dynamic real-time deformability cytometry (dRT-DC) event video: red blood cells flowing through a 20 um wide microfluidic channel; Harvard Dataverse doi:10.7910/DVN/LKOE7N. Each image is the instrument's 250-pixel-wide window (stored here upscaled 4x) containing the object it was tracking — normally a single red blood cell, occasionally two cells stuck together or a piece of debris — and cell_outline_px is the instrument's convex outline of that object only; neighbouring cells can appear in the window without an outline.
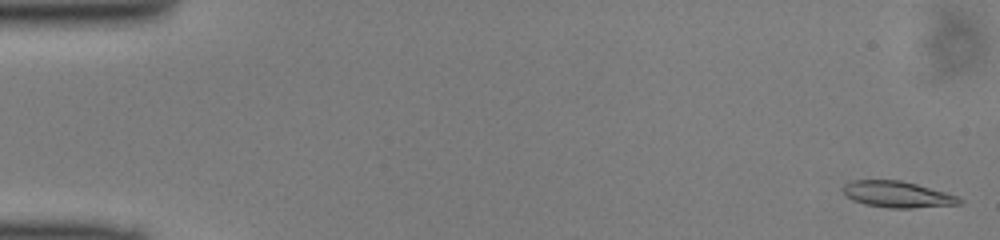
{"species": "common noctule bat (a hibernating species)", "species_latin": "Nyctalus noctula", "temperature_condition": "cold", "stored_images_in_passage": 49, "camera_frame_rate_fps": 3000, "um_per_image_px": 0.085, "animal": {"sex": "male", "body_mass_g": 13.0, "forearm_length_mm": 53.1}, "frame": {"image": 1, "passage_image": 1, "time_ms": 0.0, "image_size_px": [1000, 240], "cell_outline_px": [[964, 200], [960, 204], [912, 208], [888, 208], [864, 204], [852, 200], [840, 188], [844, 184], [852, 180], [900, 180], [916, 184], [944, 192], [956, 196]], "centroid_in_image_um": [76.24, 16.52], "position_along_channel_um": 8.8, "area_um2": 17.74}}
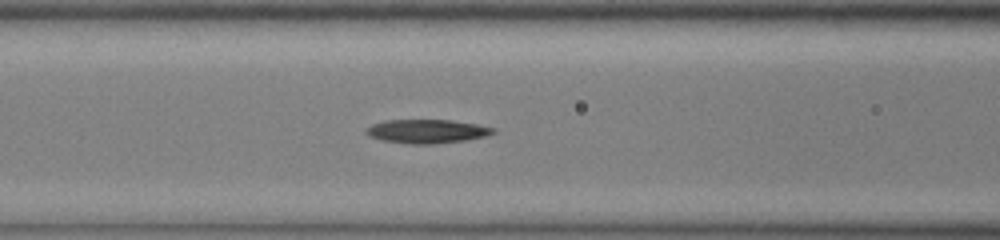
{"frame": {"image": 2, "passage_image": 20, "time_ms": 6.333, "image_size_px": [1000, 240], "cell_outline_px": [[496, 132], [484, 136], [464, 140], [432, 144], [412, 144], [384, 140], [368, 136], [364, 132], [372, 124], [384, 120], [452, 120], [476, 124], [496, 128]], "centroid_in_image_um": [36.28, 11.15], "position_along_channel_um": 130.3, "area_um2": 17.46}}
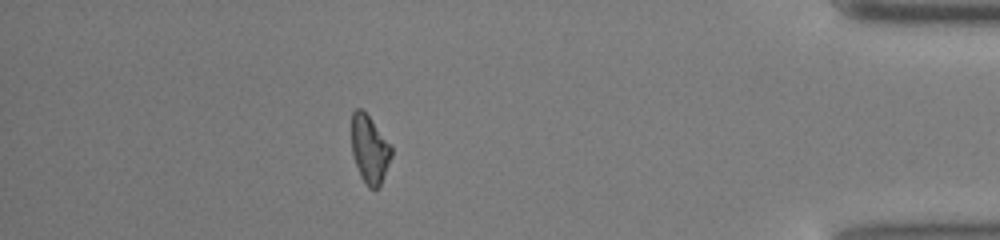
{"frame": {"image": 3, "passage_image": 43, "time_ms": 14.0, "image_size_px": [1000, 240], "cell_outline_px": [[392, 156], [380, 184], [376, 188], [368, 188], [360, 176], [352, 152], [352, 112], [356, 108], [360, 108], [368, 116], [392, 148]], "centroid_in_image_um": [31.4, 12.7], "position_along_channel_um": 403.8, "area_um2": 15.32}}